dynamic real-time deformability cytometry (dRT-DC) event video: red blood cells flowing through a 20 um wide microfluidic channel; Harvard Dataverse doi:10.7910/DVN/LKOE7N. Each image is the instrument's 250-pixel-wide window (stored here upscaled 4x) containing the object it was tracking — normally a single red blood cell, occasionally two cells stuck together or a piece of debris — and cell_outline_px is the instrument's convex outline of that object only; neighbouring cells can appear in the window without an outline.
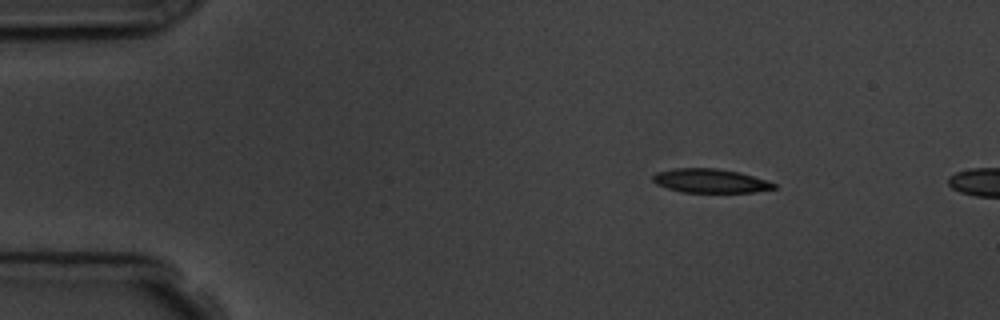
{"species": "common noctule bat (a hibernating species)", "species_latin": "Nyctalus noctula", "temperature_condition": "room temperature", "stored_images_in_passage": 2, "camera_frame_rate_fps": 3000, "um_per_image_px": 0.085, "animal": {"sex": "male", "body_mass_g": 19.5, "forearm_length_mm": 54.6}, "frame": {"image": 1, "passage_image": 1, "time_ms": 0.0, "image_size_px": [1000, 320], "cell_outline_px": [[776, 188], [756, 192], [684, 192], [668, 188], [656, 184], [652, 180], [652, 176], [656, 172], [672, 168], [716, 168], [740, 172], [776, 184]], "centroid_in_image_um": [60.34, 15.36], "position_along_channel_um": 24.7, "area_um2": 16.82}}